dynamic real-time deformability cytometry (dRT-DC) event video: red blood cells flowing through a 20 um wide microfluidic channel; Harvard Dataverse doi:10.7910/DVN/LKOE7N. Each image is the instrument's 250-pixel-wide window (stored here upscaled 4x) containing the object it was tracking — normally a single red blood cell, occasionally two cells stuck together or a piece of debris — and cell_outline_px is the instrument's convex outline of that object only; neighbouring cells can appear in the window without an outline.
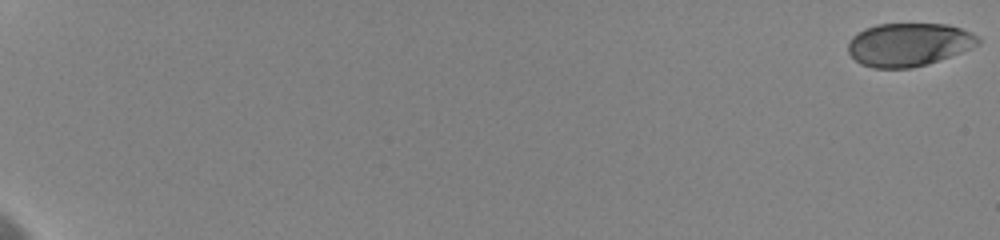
{"species": "human", "species_latin": "Homo sapiens", "temperature_condition": "cold", "stored_images_in_passage": 16, "camera_frame_rate_fps": 3000, "um_per_image_px": 0.085, "donor": {"sex": "female"}, "frame": {"image": 1, "passage_image": 1, "time_ms": 0.0, "image_size_px": [1000, 240], "cell_outline_px": [[980, 44], [960, 52], [928, 64], [912, 68], [872, 68], [860, 64], [848, 52], [848, 40], [852, 36], [864, 28], [876, 24], [948, 24], [972, 32], [980, 36]], "centroid_in_image_um": [77.23, 3.78], "position_along_channel_um": 7.8, "area_um2": 32.95}}
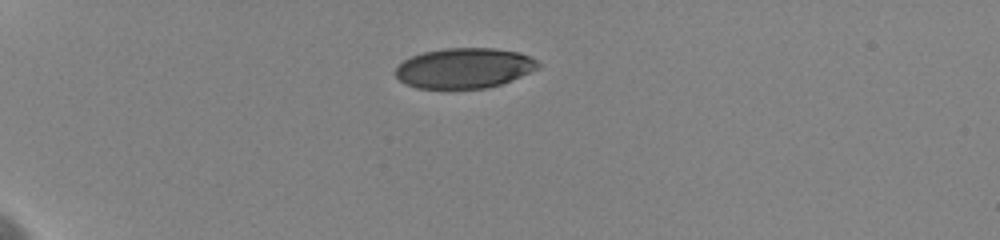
{"frame": {"image": 2, "passage_image": 7, "time_ms": 6.0, "image_size_px": [1000, 240], "cell_outline_px": [[540, 64], [536, 68], [512, 80], [488, 88], [416, 88], [400, 80], [392, 72], [404, 60], [412, 56], [424, 52], [444, 48], [496, 48], [520, 52], [532, 56]], "centroid_in_image_um": [39.46, 5.78], "position_along_channel_um": 45.5, "area_um2": 33.35}}